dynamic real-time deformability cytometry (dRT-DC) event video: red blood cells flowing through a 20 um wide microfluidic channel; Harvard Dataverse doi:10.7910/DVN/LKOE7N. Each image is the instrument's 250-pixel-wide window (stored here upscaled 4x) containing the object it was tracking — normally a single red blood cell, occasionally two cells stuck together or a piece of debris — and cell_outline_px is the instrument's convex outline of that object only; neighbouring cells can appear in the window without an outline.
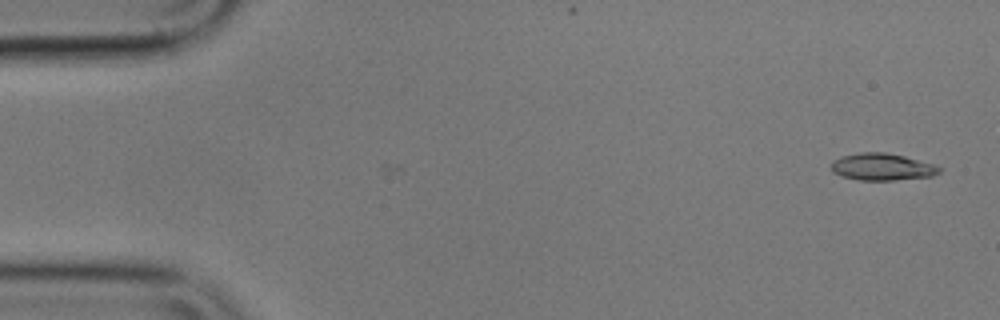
{"species": "common noctule bat (a hibernating species)", "species_latin": "Nyctalus noctula", "temperature_condition": "cold", "stored_images_in_passage": 16, "camera_frame_rate_fps": 3000, "um_per_image_px": 0.085, "animal": {"sex": "male", "body_mass_g": 17.9}, "frame": {"image": 1, "passage_image": 2, "time_ms": 0.333, "image_size_px": [1000, 320], "cell_outline_px": [[944, 168], [940, 172], [932, 176], [896, 180], [860, 180], [844, 176], [832, 172], [832, 160], [840, 156], [860, 152], [884, 152], [904, 156], [932, 164]], "centroid_in_image_um": [74.98, 14.18], "position_along_channel_um": 10.0, "area_um2": 16.99}}
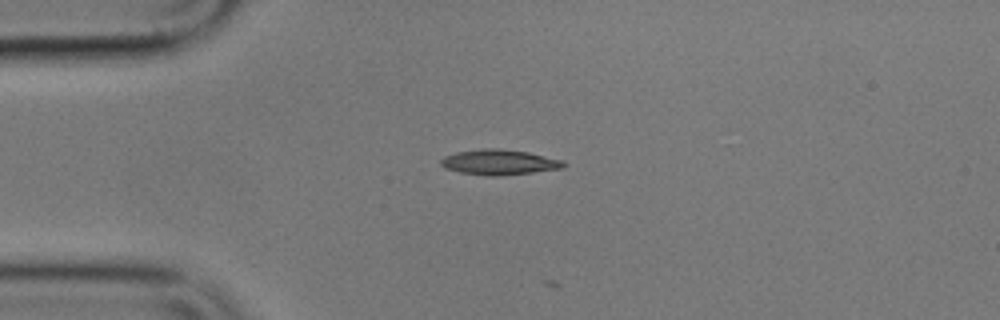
{"frame": {"image": 2, "passage_image": 13, "time_ms": 4.0, "image_size_px": [1000, 320], "cell_outline_px": [[568, 164], [564, 168], [500, 176], [488, 176], [460, 172], [444, 168], [440, 164], [440, 160], [444, 156], [456, 152], [484, 148], [496, 148], [528, 152], [564, 160]], "centroid_in_image_um": [42.45, 13.79], "position_along_channel_um": 42.6, "area_um2": 18.21}}